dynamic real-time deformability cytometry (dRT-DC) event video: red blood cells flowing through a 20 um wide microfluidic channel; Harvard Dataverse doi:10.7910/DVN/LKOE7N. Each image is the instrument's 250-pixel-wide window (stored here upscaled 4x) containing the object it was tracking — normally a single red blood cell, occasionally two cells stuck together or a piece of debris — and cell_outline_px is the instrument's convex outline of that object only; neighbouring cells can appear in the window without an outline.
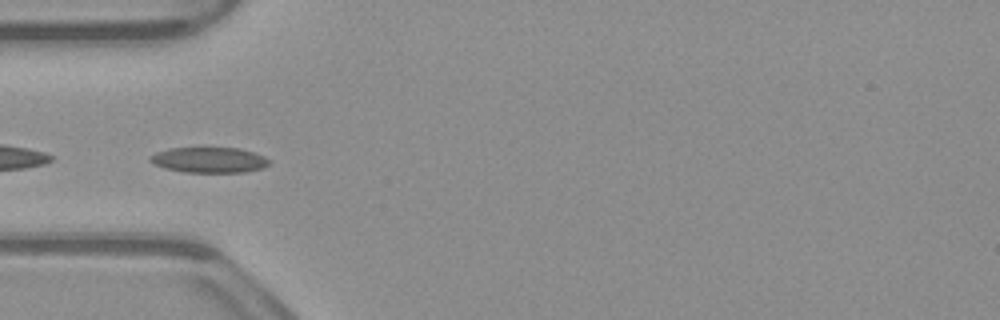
{"species": "common noctule bat (a hibernating species)", "species_latin": "Nyctalus noctula", "temperature_condition": "warm", "stored_images_in_passage": 37, "camera_frame_rate_fps": 3000, "um_per_image_px": 0.085, "animal": {"sex": "male", "body_mass_g": 23.1, "forearm_length_mm": 52.7}, "frame": {"image": 1, "passage_image": 12, "time_ms": 3.667, "image_size_px": [1000, 320], "cell_outline_px": [[272, 164], [264, 168], [244, 172], [184, 172], [164, 168], [148, 160], [148, 156], [156, 152], [168, 148], [240, 148], [264, 156], [272, 160]], "centroid_in_image_um": [17.81, 13.6], "position_along_channel_um": 67.2, "area_um2": 17.86}}
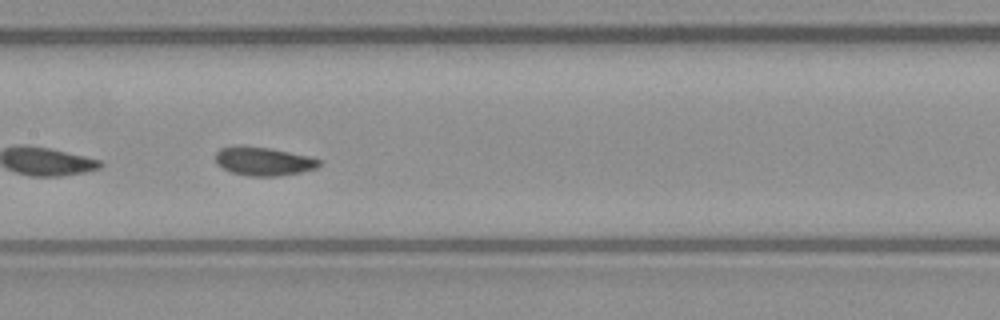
{"frame": {"image": 2, "passage_image": 21, "time_ms": 6.667, "image_size_px": [1000, 320], "cell_outline_px": [[320, 164], [316, 168], [300, 172], [276, 176], [248, 176], [232, 172], [216, 164], [216, 152], [220, 148], [272, 148], [308, 156], [320, 160]], "centroid_in_image_um": [22.43, 13.74], "position_along_channel_um": 185.0, "area_um2": 16.59}}
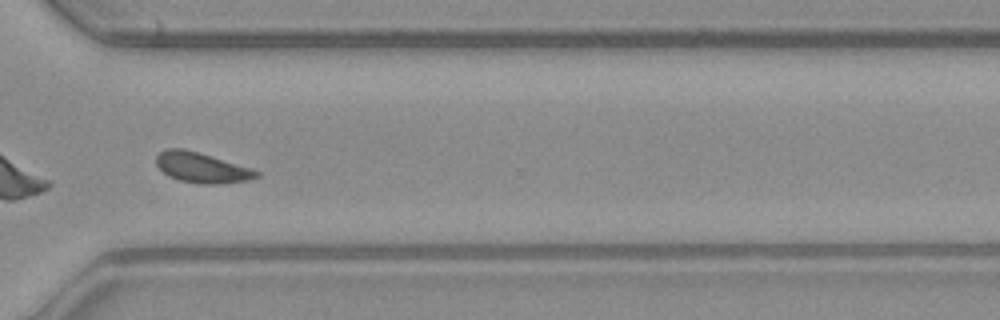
{"frame": {"image": 3, "passage_image": 34, "time_ms": 11.0, "image_size_px": [1000, 320], "cell_outline_px": [[260, 176], [248, 180], [216, 184], [204, 184], [180, 180], [168, 176], [156, 164], [156, 156], [164, 148], [184, 148], [252, 168], [260, 172]], "centroid_in_image_um": [17.15, 14.24], "position_along_channel_um": 353.5, "area_um2": 17.57}, "authors_computed_cell_mechanics": {"area_um2": 17.629, "velocity_mm_per_s": 3.8966, "shape_relaxation_time_tau1_ms": 9.7364, "shape_relaxation_time_tau2_ms": null, "deformation_change_tau1": 0.1127, "deformation_change_tau2": null}}